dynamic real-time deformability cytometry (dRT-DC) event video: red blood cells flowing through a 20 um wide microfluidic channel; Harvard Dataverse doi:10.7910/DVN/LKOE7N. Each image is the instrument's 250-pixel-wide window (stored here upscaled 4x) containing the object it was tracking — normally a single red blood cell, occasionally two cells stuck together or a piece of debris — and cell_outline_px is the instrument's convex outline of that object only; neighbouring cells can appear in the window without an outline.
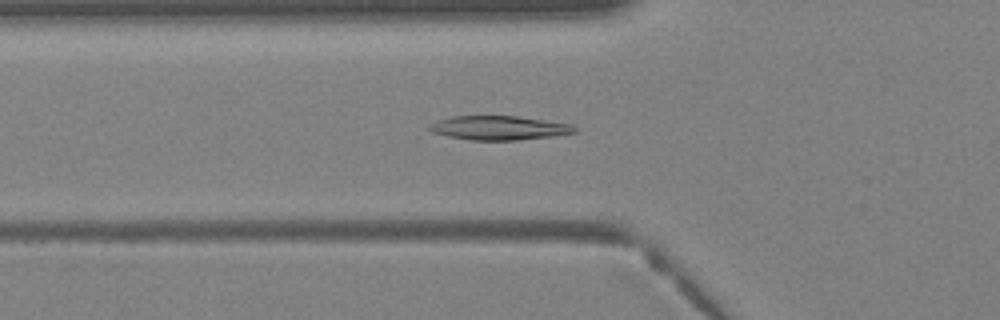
{"species": "Egyptian fruit bat (a non-hibernating species)", "species_latin": "Rousettus aegyptiacus", "temperature_condition": "warm", "stored_images_in_passage": 33, "camera_frame_rate_fps": 3000, "um_per_image_px": 0.085, "animal": {"sex": "female"}, "frame": {"image": 1, "passage_image": 8, "time_ms": 2.333, "image_size_px": [1000, 320], "cell_outline_px": [[576, 132], [552, 136], [516, 140], [468, 140], [448, 136], [436, 132], [428, 128], [428, 124], [436, 120], [452, 116], [516, 116], [568, 124], [576, 128]], "centroid_in_image_um": [42.35, 10.87], "position_along_channel_um": 83.4, "area_um2": 20.06}}
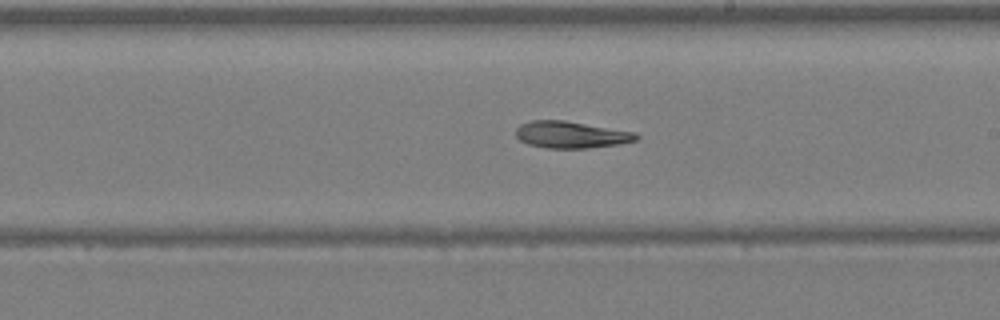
{"frame": {"image": 2, "passage_image": 17, "time_ms": 5.333, "image_size_px": [1000, 320], "cell_outline_px": [[640, 136], [636, 140], [620, 144], [588, 148], [548, 148], [528, 144], [520, 140], [516, 136], [516, 128], [520, 124], [532, 120], [564, 120], [636, 132]], "centroid_in_image_um": [48.55, 11.44], "position_along_channel_um": 240.5, "area_um2": 18.84}}
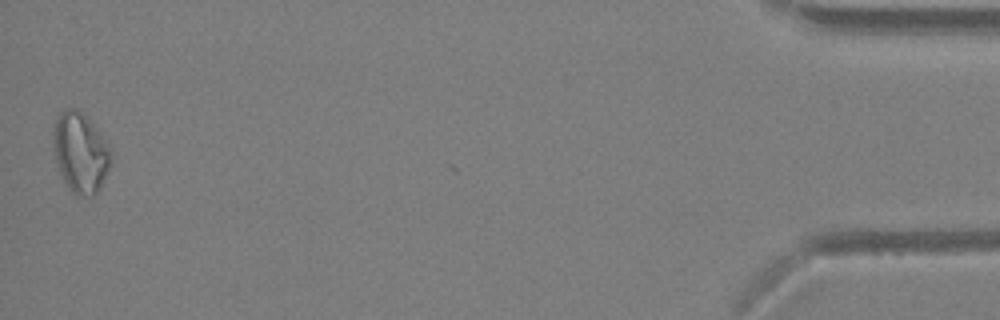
{"frame": {"image": 3, "passage_image": 33, "time_ms": 10.667, "image_size_px": [1000, 320], "cell_outline_px": [[112, 164], [100, 188], [92, 196], [76, 196], [68, 188], [60, 176], [56, 164], [52, 148], [52, 128], [60, 112], [64, 108], [80, 108], [100, 132], [112, 148]], "centroid_in_image_um": [6.83, 12.95], "position_along_channel_um": 428.4, "area_um2": 27.98}}